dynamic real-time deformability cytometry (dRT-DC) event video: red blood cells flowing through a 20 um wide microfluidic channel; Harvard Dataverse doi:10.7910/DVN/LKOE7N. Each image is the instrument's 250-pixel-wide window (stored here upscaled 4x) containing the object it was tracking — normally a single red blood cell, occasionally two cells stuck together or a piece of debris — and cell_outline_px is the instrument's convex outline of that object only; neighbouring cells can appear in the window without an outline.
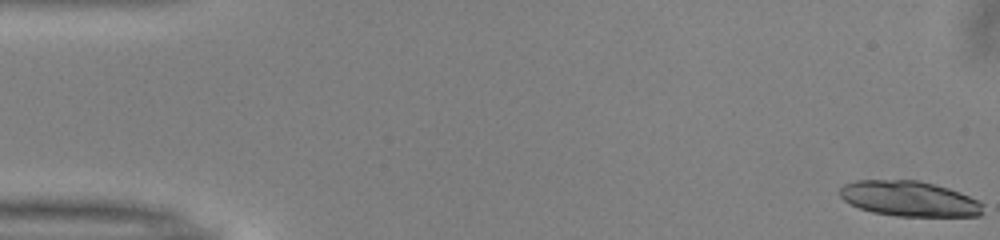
{"species": "common noctule bat (a hibernating species)", "species_latin": "Nyctalus noctula", "temperature_condition": "warm", "stored_images_in_passage": 22, "camera_frame_rate_fps": 3000, "um_per_image_px": 0.085, "animal": {"sex": "male", "body_mass_g": 13.0, "forearm_length_mm": 53.1}, "frame": {"image": 1, "passage_image": 1, "time_ms": 0.0, "image_size_px": [1000, 240], "cell_outline_px": [[984, 212], [980, 216], [896, 216], [872, 212], [860, 208], [844, 200], [840, 196], [840, 188], [844, 184], [856, 180], [916, 180], [948, 188], [960, 192], [984, 204]], "centroid_in_image_um": [77.3, 16.89], "position_along_channel_um": 7.7, "area_um2": 29.36}}
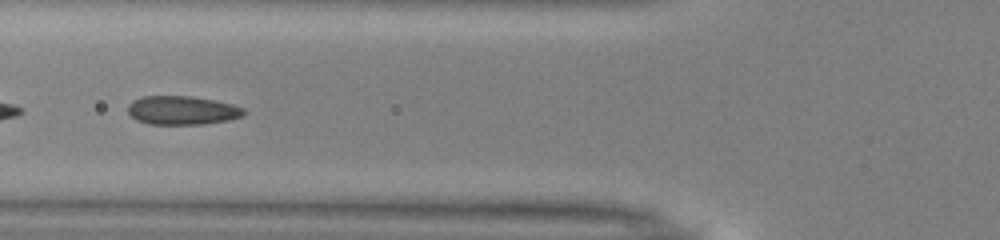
{"frame": {"image": 2, "passage_image": 20, "time_ms": 6.333, "image_size_px": [1000, 240], "cell_outline_px": [[244, 112], [240, 116], [228, 120], [200, 124], [148, 124], [136, 120], [128, 112], [128, 104], [132, 100], [140, 96], [192, 96], [216, 100], [232, 104], [244, 108]], "centroid_in_image_um": [15.43, 9.36], "position_along_channel_um": 110.4, "area_um2": 19.42}}